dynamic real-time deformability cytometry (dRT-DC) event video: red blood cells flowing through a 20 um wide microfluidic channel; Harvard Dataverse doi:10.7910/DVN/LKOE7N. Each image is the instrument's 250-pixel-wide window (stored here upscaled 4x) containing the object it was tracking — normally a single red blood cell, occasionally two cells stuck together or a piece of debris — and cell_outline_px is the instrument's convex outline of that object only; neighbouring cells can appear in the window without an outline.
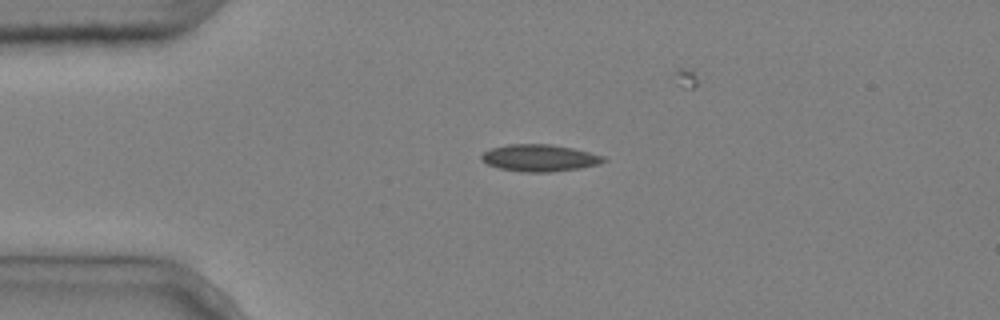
{"species": "common noctule bat (a hibernating species)", "species_latin": "Nyctalus noctula", "temperature_condition": "cold", "stored_images_in_passage": 3, "camera_frame_rate_fps": 3000, "um_per_image_px": 0.085, "animal": {"sex": "male", "body_mass_g": 20.4}, "frame": {"image": 1, "passage_image": 1, "time_ms": 0.0, "image_size_px": [1000, 320], "cell_outline_px": [[608, 160], [600, 164], [580, 168], [548, 172], [524, 172], [500, 168], [488, 164], [480, 160], [480, 156], [484, 152], [492, 148], [508, 144], [552, 144], [572, 148], [604, 156]], "centroid_in_image_um": [45.87, 13.42], "position_along_channel_um": 39.1, "area_um2": 19.13}}